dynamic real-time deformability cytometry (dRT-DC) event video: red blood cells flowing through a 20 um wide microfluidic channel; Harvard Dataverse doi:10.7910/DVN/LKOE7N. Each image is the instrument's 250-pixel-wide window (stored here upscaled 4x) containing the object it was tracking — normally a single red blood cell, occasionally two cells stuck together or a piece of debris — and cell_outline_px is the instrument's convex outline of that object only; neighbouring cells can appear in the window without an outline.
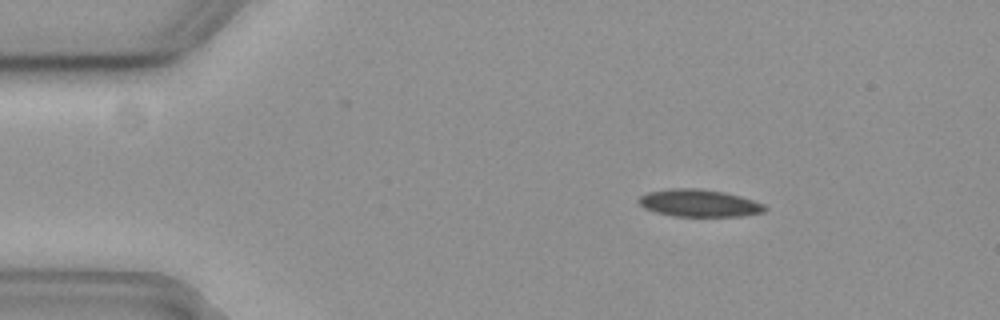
{"species": "common noctule bat (a hibernating species)", "species_latin": "Nyctalus noctula", "temperature_condition": "cold", "stored_images_in_passage": 47, "camera_frame_rate_fps": 3000, "um_per_image_px": 0.085, "animal": {"sex": "female", "body_mass_g": 19.3, "forearm_length_mm": 54.1}, "frame": {"image": 1, "passage_image": 1, "time_ms": 0.0, "image_size_px": [1000, 320], "cell_outline_px": [[768, 208], [764, 212], [740, 216], [672, 216], [656, 212], [644, 208], [636, 200], [640, 196], [648, 192], [672, 188], [700, 188], [724, 192], [740, 196], [764, 204]], "centroid_in_image_um": [59.41, 17.26], "position_along_channel_um": 25.6, "area_um2": 20.11}}
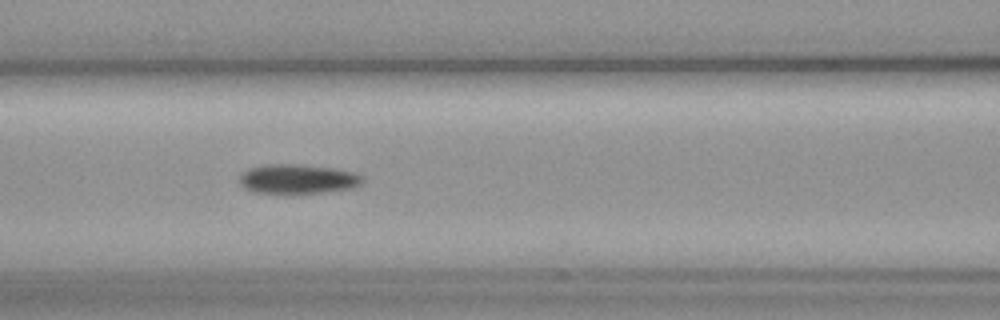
{"frame": {"image": 2, "passage_image": 16, "time_ms": 5.0, "image_size_px": [1000, 320], "cell_outline_px": [[364, 180], [360, 184], [352, 188], [324, 192], [284, 196], [252, 192], [244, 188], [240, 184], [240, 176], [248, 168], [268, 164], [300, 164], [332, 168], [352, 172], [360, 176]], "centroid_in_image_um": [25.23, 15.26], "position_along_channel_um": 141.4, "area_um2": 21.73}}
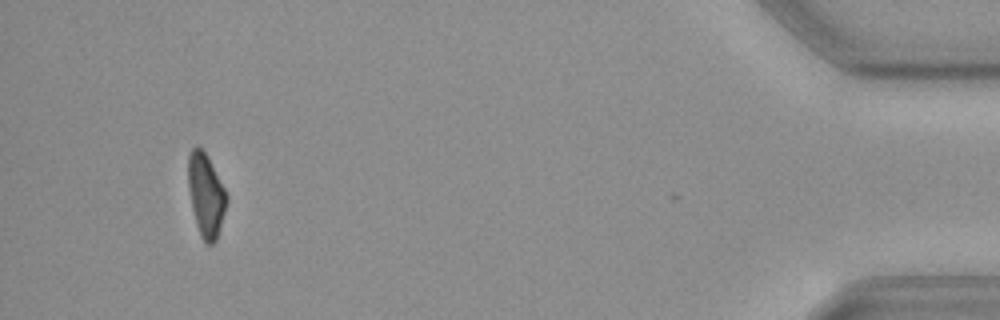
{"frame": {"image": 3, "passage_image": 45, "time_ms": 14.667, "image_size_px": [1000, 320], "cell_outline_px": [[228, 200], [216, 240], [212, 244], [208, 244], [200, 236], [192, 208], [188, 188], [188, 156], [192, 148], [200, 148], [208, 156], [228, 196]], "centroid_in_image_um": [17.5, 16.58], "position_along_channel_um": 417.7, "area_um2": 18.38}}